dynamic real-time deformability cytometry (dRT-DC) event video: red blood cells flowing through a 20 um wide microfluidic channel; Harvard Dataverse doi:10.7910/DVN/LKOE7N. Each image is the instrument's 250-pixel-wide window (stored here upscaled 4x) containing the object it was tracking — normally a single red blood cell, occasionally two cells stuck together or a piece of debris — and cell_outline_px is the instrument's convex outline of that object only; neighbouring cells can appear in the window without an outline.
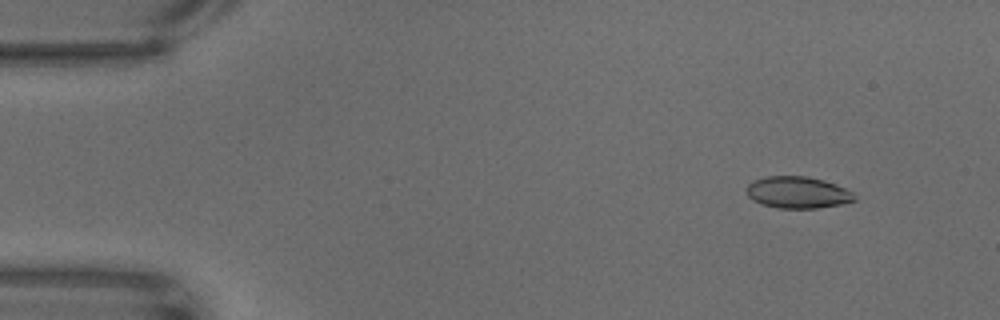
{"species": "common noctule bat (a hibernating species)", "species_latin": "Nyctalus noctula", "temperature_condition": "warm", "stored_images_in_passage": 66, "camera_frame_rate_fps": 3000, "um_per_image_px": 0.085, "animal": {"sex": "male", "body_mass_g": 18.8}, "frame": {"image": 1, "passage_image": 7, "time_ms": 2.0, "image_size_px": [1000, 320], "cell_outline_px": [[856, 200], [840, 204], [816, 208], [776, 208], [760, 204], [752, 200], [748, 196], [748, 184], [752, 180], [768, 176], [808, 176], [824, 180], [836, 184], [852, 192]], "centroid_in_image_um": [67.78, 16.35], "position_along_channel_um": 17.2, "area_um2": 19.94}}
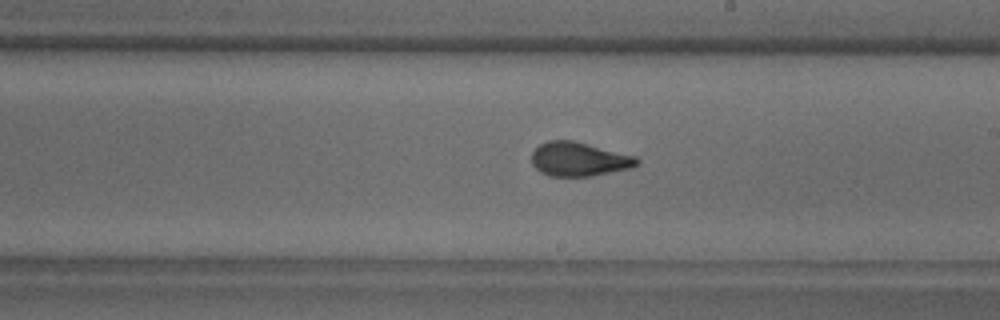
{"frame": {"image": 2, "passage_image": 38, "time_ms": 12.333, "image_size_px": [1000, 320], "cell_outline_px": [[640, 164], [632, 168], [592, 176], [548, 176], [540, 172], [532, 164], [532, 152], [540, 144], [548, 140], [572, 140], [636, 156], [640, 160]], "centroid_in_image_um": [49.23, 13.54], "position_along_channel_um": 239.8, "area_um2": 20.98}}
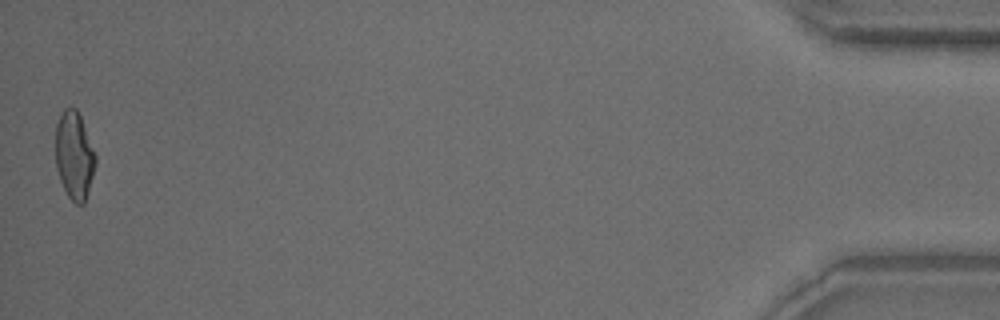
{"frame": {"image": 3, "passage_image": 65, "time_ms": 21.333, "image_size_px": [1000, 320], "cell_outline_px": [[96, 164], [88, 192], [84, 204], [76, 204], [68, 196], [60, 180], [56, 168], [56, 124], [64, 108], [76, 108], [80, 116], [96, 156]], "centroid_in_image_um": [6.31, 13.23], "position_along_channel_um": 428.9, "area_um2": 20.23}}